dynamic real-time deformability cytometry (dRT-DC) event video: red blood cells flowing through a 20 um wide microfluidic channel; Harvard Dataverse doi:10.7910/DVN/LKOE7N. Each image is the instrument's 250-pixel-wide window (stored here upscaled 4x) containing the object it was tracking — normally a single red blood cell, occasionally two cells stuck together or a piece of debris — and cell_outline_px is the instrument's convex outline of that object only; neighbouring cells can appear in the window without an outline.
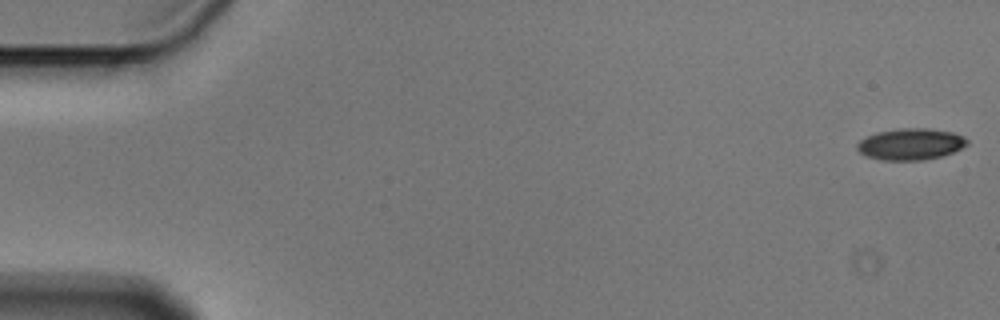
{"species": "Egyptian fruit bat (a non-hibernating species)", "species_latin": "Rousettus aegyptiacus", "temperature_condition": "cold", "stored_images_in_passage": 5, "camera_frame_rate_fps": 3000, "um_per_image_px": 0.085, "animal": {"sex": "male"}, "frame": {"image": 1, "passage_image": 1, "time_ms": 0.0, "image_size_px": [1000, 320], "cell_outline_px": [[968, 144], [952, 152], [940, 156], [924, 160], [880, 160], [864, 156], [856, 148], [856, 144], [860, 140], [876, 132], [900, 128], [928, 128], [952, 132], [964, 136], [968, 140]], "centroid_in_image_um": [77.38, 12.25], "position_along_channel_um": 7.6, "area_um2": 20.23}}